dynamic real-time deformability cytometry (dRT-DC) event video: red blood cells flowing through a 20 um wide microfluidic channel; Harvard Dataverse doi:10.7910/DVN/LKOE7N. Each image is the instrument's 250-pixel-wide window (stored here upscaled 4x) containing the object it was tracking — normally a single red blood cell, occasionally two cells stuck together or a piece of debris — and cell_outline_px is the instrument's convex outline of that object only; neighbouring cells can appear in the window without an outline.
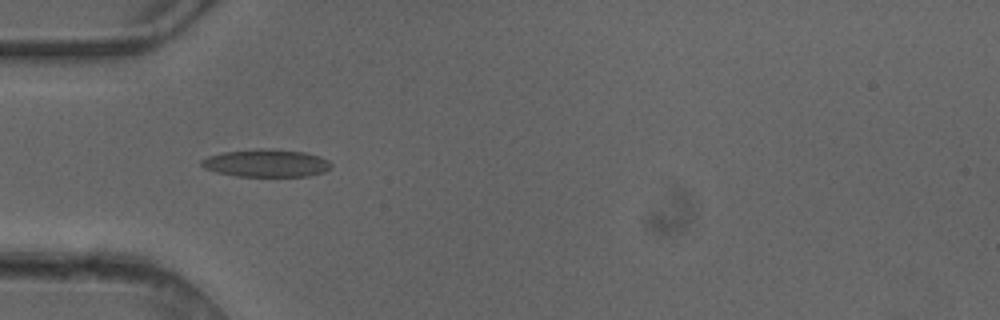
{"species": "common noctule bat (a hibernating species)", "species_latin": "Nyctalus noctula", "temperature_condition": "cold", "stored_images_in_passage": 7, "camera_frame_rate_fps": 3000, "um_per_image_px": 0.085, "animal": {"sex": "female"}, "frame": {"image": 1, "passage_image": 4, "time_ms": 1.0, "image_size_px": [1000, 320], "cell_outline_px": [[332, 168], [324, 172], [308, 176], [236, 176], [216, 172], [204, 168], [200, 164], [200, 160], [208, 156], [224, 152], [256, 148], [276, 148], [304, 152], [320, 156], [328, 160], [332, 164]], "centroid_in_image_um": [22.65, 13.85], "position_along_channel_um": 62.4, "area_um2": 21.21}}
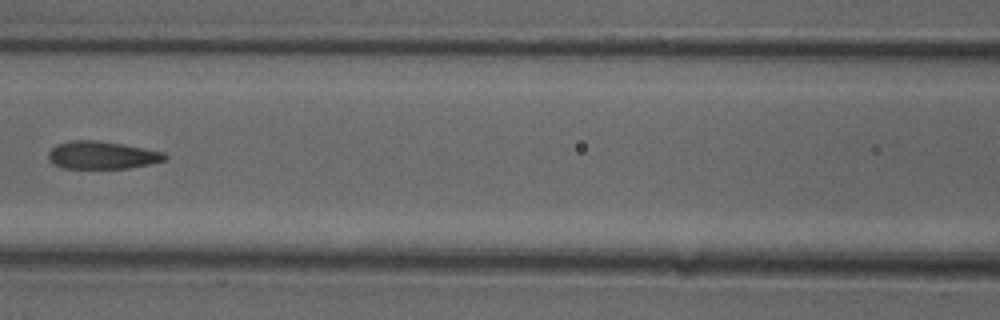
{"frame": {"image": 2, "passage_image": 6, "time_ms": 1.667, "image_size_px": [1000, 320], "cell_outline_px": [[168, 156], [164, 160], [148, 164], [128, 168], [64, 168], [52, 164], [48, 160], [48, 152], [56, 144], [68, 140], [96, 140], [124, 144], [164, 152]], "centroid_in_image_um": [8.62, 13.18], "position_along_channel_um": 158.0, "area_um2": 18.9}}
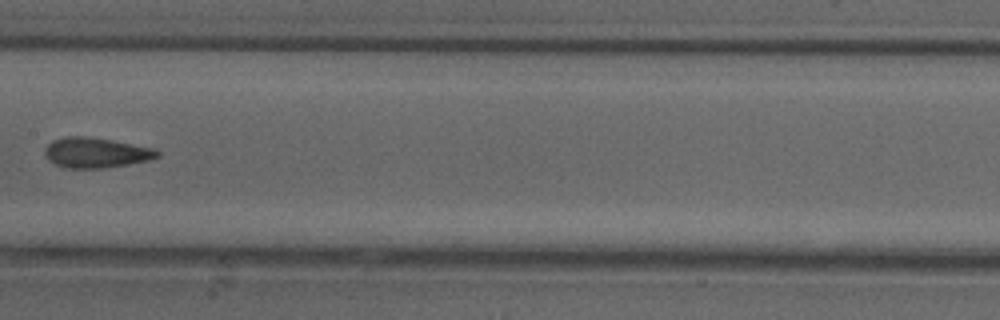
{"frame": {"image": 3, "passage_image": 7, "time_ms": 2.0, "image_size_px": [1000, 320], "cell_outline_px": [[160, 156], [148, 160], [128, 164], [104, 168], [64, 168], [48, 160], [44, 156], [44, 148], [52, 140], [64, 136], [84, 136], [112, 140], [156, 148], [160, 152]], "centroid_in_image_um": [8.14, 12.97], "position_along_channel_um": 199.3, "area_um2": 20.0}}